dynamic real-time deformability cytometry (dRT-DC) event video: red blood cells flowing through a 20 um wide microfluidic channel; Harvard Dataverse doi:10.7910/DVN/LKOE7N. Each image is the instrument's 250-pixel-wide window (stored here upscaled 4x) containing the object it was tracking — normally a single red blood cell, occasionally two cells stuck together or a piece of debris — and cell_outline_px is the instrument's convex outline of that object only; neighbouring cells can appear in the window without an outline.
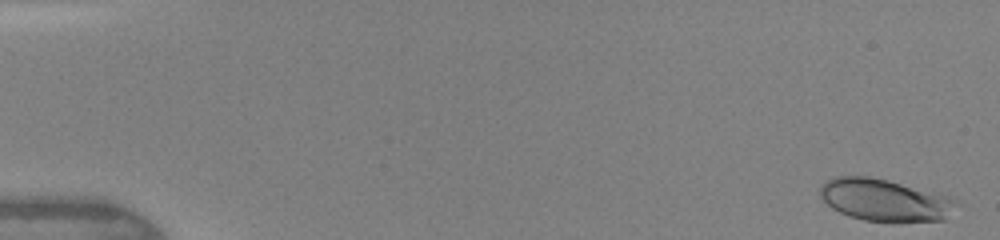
{"species": "human", "species_latin": "Homo sapiens", "temperature_condition": "warm", "stored_images_in_passage": 46, "camera_frame_rate_fps": 3000, "um_per_image_px": 0.085, "donor": {"sex": "female"}, "frame": {"image": 1, "passage_image": 1, "time_ms": 0.0, "image_size_px": [1000, 240], "cell_outline_px": [[956, 204], [944, 220], [892, 224], [864, 220], [848, 216], [832, 208], [820, 196], [820, 188], [832, 176], [868, 176], [888, 180], [948, 196], [956, 200]], "centroid_in_image_um": [75.19, 17.04], "position_along_channel_um": 9.8, "area_um2": 33.7}}
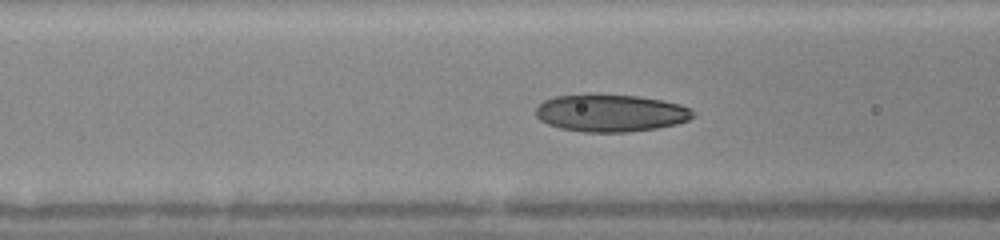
{"frame": {"image": 2, "passage_image": 19, "time_ms": 6.0, "image_size_px": [1000, 240], "cell_outline_px": [[696, 116], [688, 120], [676, 124], [656, 128], [628, 132], [584, 132], [560, 128], [548, 124], [540, 120], [536, 116], [536, 108], [544, 100], [556, 96], [588, 92], [640, 96], [680, 104], [692, 108], [696, 112]], "centroid_in_image_um": [51.91, 9.58], "position_along_channel_um": 114.7, "area_um2": 34.97}}
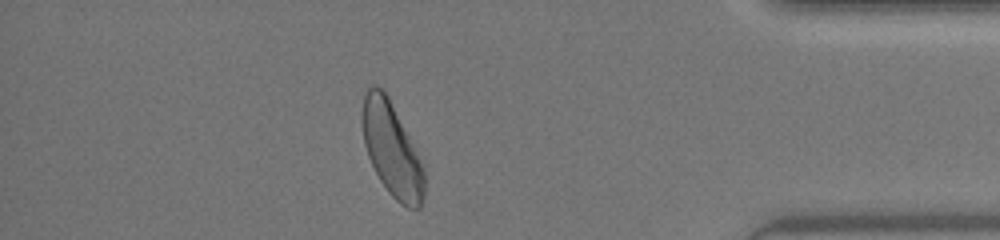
{"frame": {"image": 3, "passage_image": 41, "time_ms": 13.333, "image_size_px": [1000, 240], "cell_outline_px": [[424, 196], [420, 208], [408, 208], [400, 204], [388, 192], [380, 180], [368, 156], [364, 144], [360, 120], [360, 116], [364, 96], [368, 88], [372, 84], [380, 88], [388, 96], [424, 164]], "centroid_in_image_um": [33.29, 12.7], "position_along_channel_um": 401.9, "area_um2": 34.1}, "authors_computed_cell_mechanics": {"area_um2": 33.7263, "velocity_mm_per_s": 4.3346, "shape_relaxation_time_tau1_ms": 3.4328, "shape_relaxation_time_tau2_ms": 1.799, "deformation_change_tau1": 0.1263, "deformation_change_tau2": 0.0788}}